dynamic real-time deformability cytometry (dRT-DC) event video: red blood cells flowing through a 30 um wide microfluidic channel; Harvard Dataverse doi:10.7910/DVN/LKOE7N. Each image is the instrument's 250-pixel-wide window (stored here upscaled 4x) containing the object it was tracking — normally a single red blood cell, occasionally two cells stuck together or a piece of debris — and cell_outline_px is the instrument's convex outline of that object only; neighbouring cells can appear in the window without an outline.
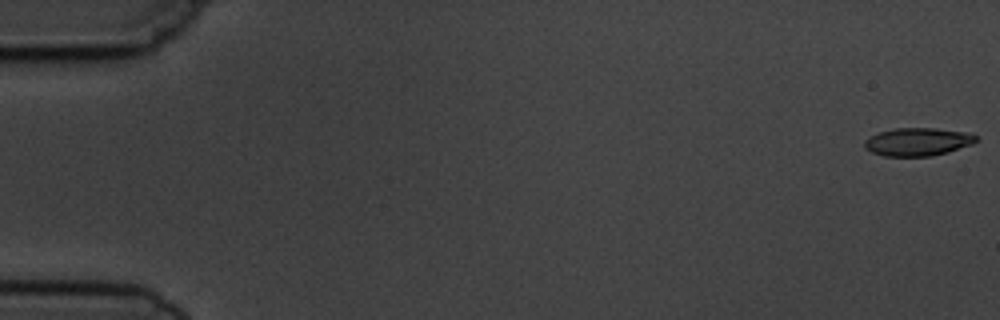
{"species": "common noctule bat (a hibernating species)", "species_latin": "Nyctalus noctula", "temperature_condition": "cold", "stored_images_in_passage": 5, "camera_frame_rate_fps": 3000, "um_per_image_px": 0.085, "animal": {"sex": "male", "body_mass_g": 19.5, "forearm_length_mm": 54.6}, "frame": {"image": 1, "passage_image": 1, "time_ms": 0.0, "image_size_px": [1000, 320], "cell_outline_px": [[980, 140], [972, 144], [948, 152], [932, 156], [884, 156], [872, 152], [864, 148], [864, 140], [880, 132], [896, 128], [936, 128], [964, 132], [976, 136]], "centroid_in_image_um": [78.01, 12.06], "position_along_channel_um": 7.0, "area_um2": 18.15}}
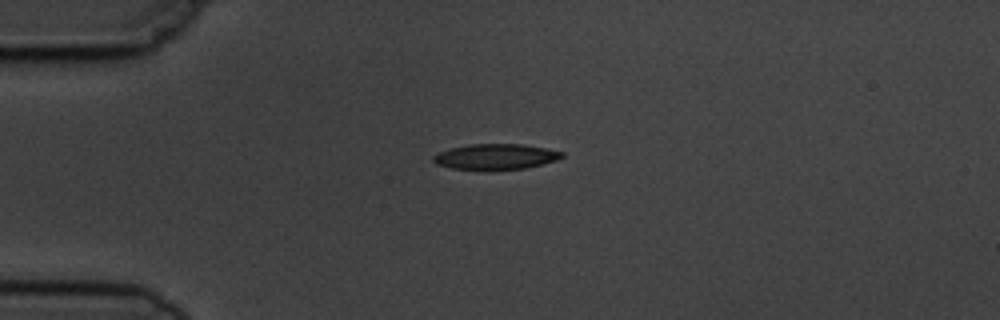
{"frame": {"image": 2, "passage_image": 5, "time_ms": 4.333, "image_size_px": [1000, 320], "cell_outline_px": [[564, 156], [556, 160], [544, 164], [524, 168], [452, 168], [436, 164], [432, 160], [432, 156], [440, 152], [452, 148], [472, 144], [524, 144], [564, 152]], "centroid_in_image_um": [42.16, 13.29], "position_along_channel_um": 42.8, "area_um2": 18.55}}